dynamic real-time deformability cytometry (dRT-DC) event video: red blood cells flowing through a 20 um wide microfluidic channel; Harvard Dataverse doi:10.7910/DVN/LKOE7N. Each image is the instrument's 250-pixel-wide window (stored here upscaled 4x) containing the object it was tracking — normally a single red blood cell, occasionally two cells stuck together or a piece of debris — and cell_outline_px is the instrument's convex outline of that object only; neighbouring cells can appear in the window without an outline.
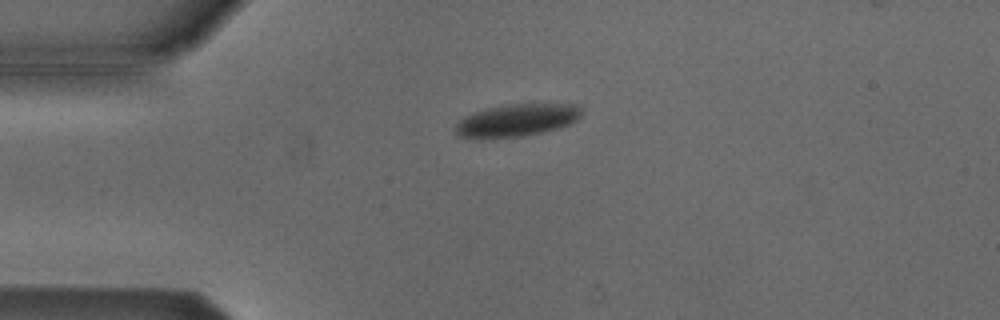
{"species": "Egyptian fruit bat (a non-hibernating species)", "species_latin": "Rousettus aegyptiacus", "temperature_condition": "cold", "stored_images_in_passage": 6, "camera_frame_rate_fps": 3000, "um_per_image_px": 0.085, "animal": {"sex": "male"}, "frame": {"image": 1, "passage_image": 6, "time_ms": 1.667, "image_size_px": [1000, 320], "cell_outline_px": [[580, 116], [576, 120], [568, 124], [556, 128], [540, 132], [520, 136], [460, 136], [456, 132], [456, 124], [464, 116], [488, 108], [508, 104], [580, 104]], "centroid_in_image_um": [43.98, 10.18], "position_along_channel_um": 41.0, "area_um2": 22.83}}